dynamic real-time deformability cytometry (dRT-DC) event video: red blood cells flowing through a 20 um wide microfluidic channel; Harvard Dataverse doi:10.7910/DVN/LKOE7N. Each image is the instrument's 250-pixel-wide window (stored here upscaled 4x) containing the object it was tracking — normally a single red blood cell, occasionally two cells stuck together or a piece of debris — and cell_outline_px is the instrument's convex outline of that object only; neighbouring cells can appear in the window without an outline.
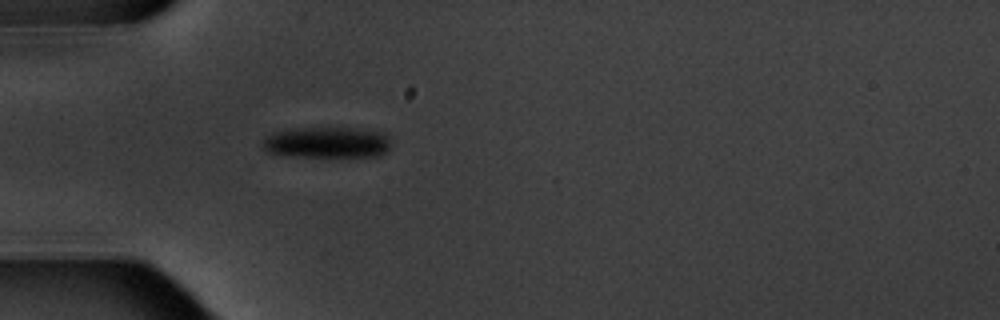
{"species": "common noctule bat (a hibernating species)", "species_latin": "Nyctalus noctula", "temperature_condition": "warm", "stored_images_in_passage": 5, "camera_frame_rate_fps": 3000, "um_per_image_px": 0.085, "animal": {"sex": "male", "body_mass_g": 20.1, "forearm_length_mm": 53.5}, "frame": {"image": 1, "passage_image": 5, "time_ms": 5.0, "image_size_px": [1000, 320], "cell_outline_px": [[392, 144], [388, 152], [380, 156], [300, 156], [268, 152], [260, 144], [264, 136], [272, 132], [288, 128], [356, 128], [384, 132], [392, 136]], "centroid_in_image_um": [27.86, 12.09], "position_along_channel_um": 57.1, "area_um2": 23.76}}